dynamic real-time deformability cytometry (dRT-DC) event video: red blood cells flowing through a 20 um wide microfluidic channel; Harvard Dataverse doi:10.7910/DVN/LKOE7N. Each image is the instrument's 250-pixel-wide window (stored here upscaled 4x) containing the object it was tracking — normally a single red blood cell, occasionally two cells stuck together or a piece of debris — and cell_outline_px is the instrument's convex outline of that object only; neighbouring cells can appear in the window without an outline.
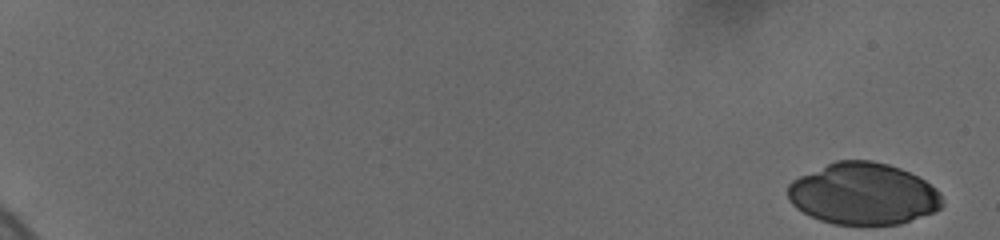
{"species": "human", "species_latin": "Homo sapiens", "temperature_condition": "cold", "stored_images_in_passage": 21, "camera_frame_rate_fps": 3000, "um_per_image_px": 0.085, "donor": {"sex": "female"}, "frame": {"image": 1, "passage_image": 1, "time_ms": 0.0, "image_size_px": [1000, 240], "cell_outline_px": [[944, 204], [940, 208], [932, 212], [900, 224], [832, 224], [820, 220], [796, 208], [788, 200], [788, 184], [792, 180], [800, 176], [836, 160], [872, 160], [888, 164], [900, 168], [924, 180], [936, 188], [940, 192], [944, 200]], "centroid_in_image_um": [73.38, 16.47], "position_along_channel_um": 11.6, "area_um2": 55.43}}
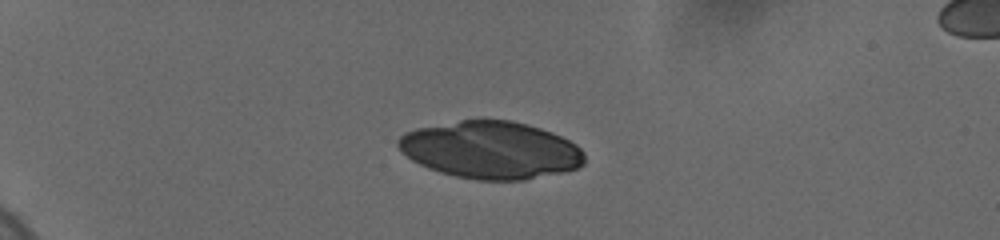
{"frame": {"image": 2, "passage_image": 12, "time_ms": 5.0, "image_size_px": [1000, 240], "cell_outline_px": [[584, 164], [580, 168], [564, 172], [524, 180], [476, 180], [456, 176], [440, 172], [428, 168], [412, 160], [396, 144], [396, 140], [404, 132], [416, 128], [460, 120], [512, 120], [528, 124], [552, 132], [576, 144], [584, 152]], "centroid_in_image_um": [41.74, 12.75], "position_along_channel_um": 43.3, "area_um2": 62.42}}